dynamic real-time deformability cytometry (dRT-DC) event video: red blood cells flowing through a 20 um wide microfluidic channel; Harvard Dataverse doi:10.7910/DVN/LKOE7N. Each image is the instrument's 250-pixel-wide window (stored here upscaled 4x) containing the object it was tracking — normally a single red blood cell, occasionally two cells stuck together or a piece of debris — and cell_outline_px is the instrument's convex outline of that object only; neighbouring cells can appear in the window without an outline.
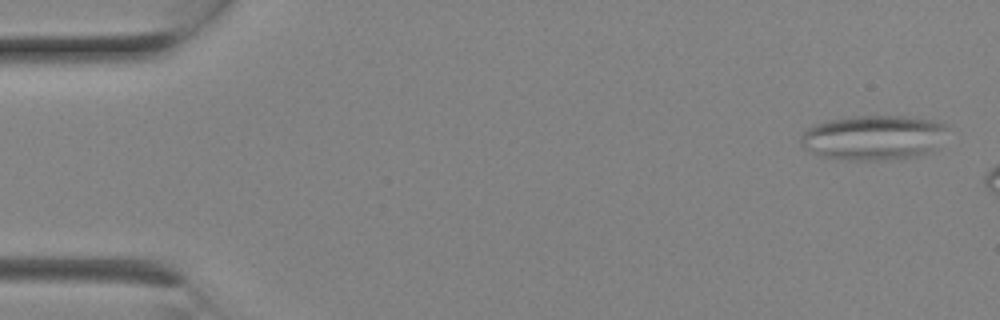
{"species": "Egyptian fruit bat (a non-hibernating species)", "species_latin": "Rousettus aegyptiacus", "temperature_condition": "room temperature", "stored_images_in_passage": 4, "camera_frame_rate_fps": 3000, "um_per_image_px": 0.085, "animal": {"sex": "female"}, "frame": {"image": 1, "passage_image": 1, "time_ms": 0.0, "image_size_px": [1000, 320], "cell_outline_px": [[948, 128], [932, 152], [900, 160], [844, 160], [820, 156], [804, 148], [800, 144], [800, 136], [808, 128], [816, 124], [828, 120], [856, 116], [904, 116], [936, 120], [944, 124]], "centroid_in_image_um": [74.24, 11.71], "position_along_channel_um": 10.8, "area_um2": 38.61}}